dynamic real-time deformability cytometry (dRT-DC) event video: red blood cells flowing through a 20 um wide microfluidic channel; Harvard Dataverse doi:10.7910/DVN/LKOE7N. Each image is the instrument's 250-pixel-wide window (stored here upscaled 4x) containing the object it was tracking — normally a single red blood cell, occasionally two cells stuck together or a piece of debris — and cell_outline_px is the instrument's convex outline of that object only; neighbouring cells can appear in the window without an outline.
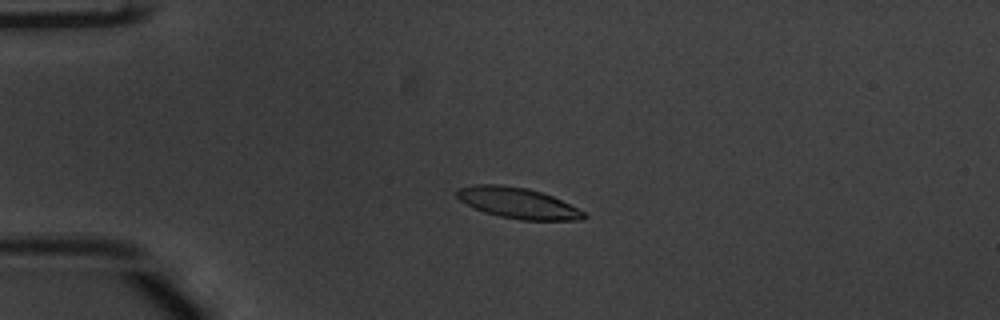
{"species": "common noctule bat (a hibernating species)", "species_latin": "Nyctalus noctula", "temperature_condition": "warm", "stored_images_in_passage": 45, "camera_frame_rate_fps": 3000, "um_per_image_px": 0.085, "animal": {"sex": "male", "body_mass_g": 20.1, "forearm_length_mm": 53.5}, "frame": {"image": 1, "passage_image": 5, "time_ms": 1.333, "image_size_px": [1000, 320], "cell_outline_px": [[588, 216], [584, 220], [520, 220], [500, 216], [484, 212], [460, 200], [456, 196], [456, 192], [460, 188], [476, 184], [500, 184], [528, 188], [552, 196], [584, 212]], "centroid_in_image_um": [44.02, 17.26], "position_along_channel_um": 41.0, "area_um2": 22.54}}
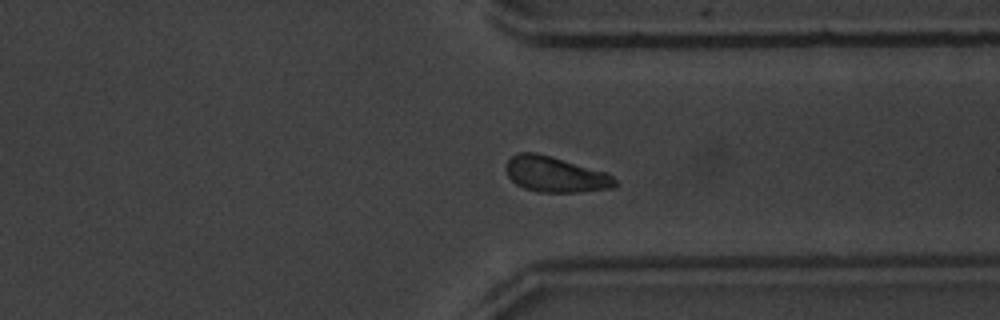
{"frame": {"image": 2, "passage_image": 33, "time_ms": 10.667, "image_size_px": [1000, 320], "cell_outline_px": [[616, 188], [580, 192], [540, 192], [524, 188], [516, 184], [508, 176], [504, 168], [508, 160], [512, 156], [520, 152], [536, 152], [552, 156], [604, 172], [612, 176], [616, 180]], "centroid_in_image_um": [47.19, 14.83], "position_along_channel_um": 364.2, "area_um2": 22.6}}
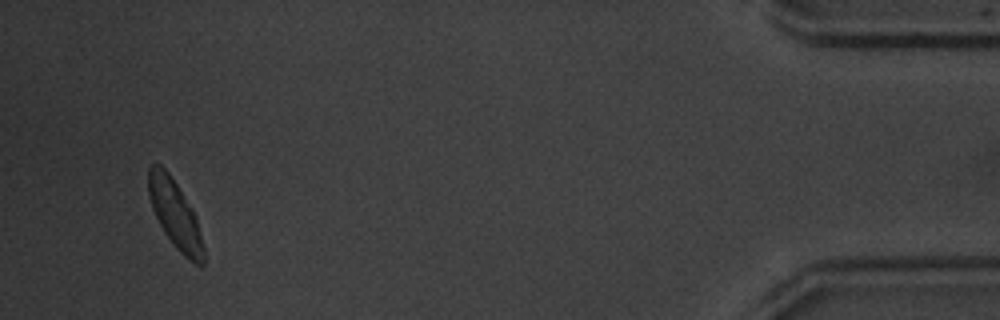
{"frame": {"image": 3, "passage_image": 43, "time_ms": 14.0, "image_size_px": [1000, 320], "cell_outline_px": [[204, 264], [200, 268], [184, 256], [176, 248], [164, 232], [152, 208], [148, 196], [148, 168], [152, 164], [160, 164], [168, 172], [176, 184], [196, 216], [204, 248]], "centroid_in_image_um": [14.88, 18.25], "position_along_channel_um": 420.3, "area_um2": 21.68}, "authors_computed_cell_mechanics": {"area_um2": 22.3108, "velocity_mm_per_s": 3.8012, "shape_relaxation_time_tau1_ms": 2.4511, "shape_relaxation_time_tau2_ms": null, "deformation_change_tau1": 0.1141, "deformation_change_tau2": null}}